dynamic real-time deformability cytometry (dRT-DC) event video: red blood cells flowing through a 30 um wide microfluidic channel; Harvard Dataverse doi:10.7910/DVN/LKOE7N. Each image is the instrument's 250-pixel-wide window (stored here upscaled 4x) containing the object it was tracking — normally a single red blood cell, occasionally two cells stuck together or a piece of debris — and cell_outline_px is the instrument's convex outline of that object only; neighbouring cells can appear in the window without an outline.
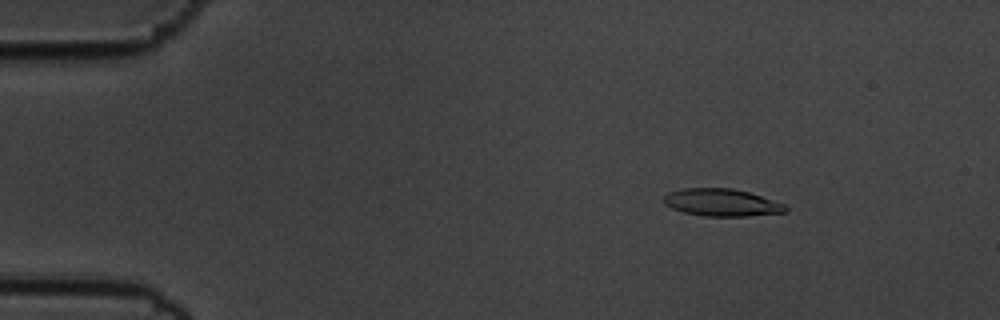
{"species": "common noctule bat (a hibernating species)", "species_latin": "Nyctalus noctula", "temperature_condition": "cold", "stored_images_in_passage": 57, "camera_frame_rate_fps": 3000, "um_per_image_px": 0.085, "animal": {"sex": "male", "body_mass_g": 19.5, "forearm_length_mm": 54.6}, "frame": {"image": 1, "passage_image": 8, "time_ms": 2.333, "image_size_px": [1000, 320], "cell_outline_px": [[788, 212], [748, 216], [704, 216], [684, 212], [672, 208], [664, 204], [664, 196], [668, 192], [684, 188], [732, 188], [748, 192], [784, 204], [788, 208]], "centroid_in_image_um": [61.34, 17.22], "position_along_channel_um": 23.7, "area_um2": 19.36}}
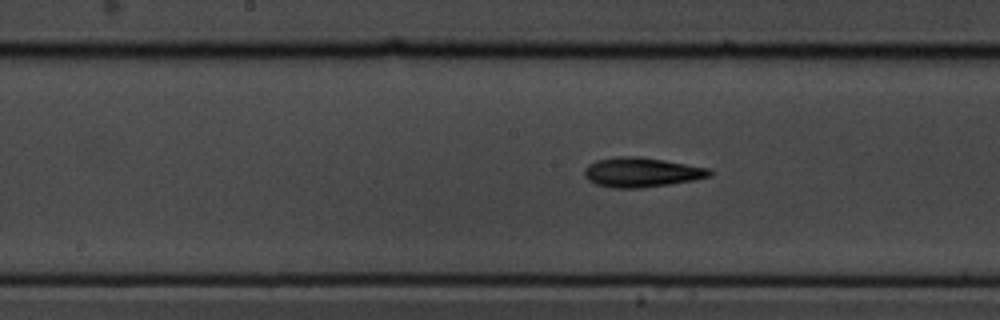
{"frame": {"image": 2, "passage_image": 29, "time_ms": 9.333, "image_size_px": [1000, 320], "cell_outline_px": [[712, 176], [696, 180], [640, 188], [616, 188], [596, 184], [588, 180], [584, 176], [584, 168], [588, 164], [596, 160], [620, 156], [640, 156], [664, 160], [708, 168], [712, 172]], "centroid_in_image_um": [54.52, 14.64], "position_along_channel_um": 193.7, "area_um2": 21.62}}
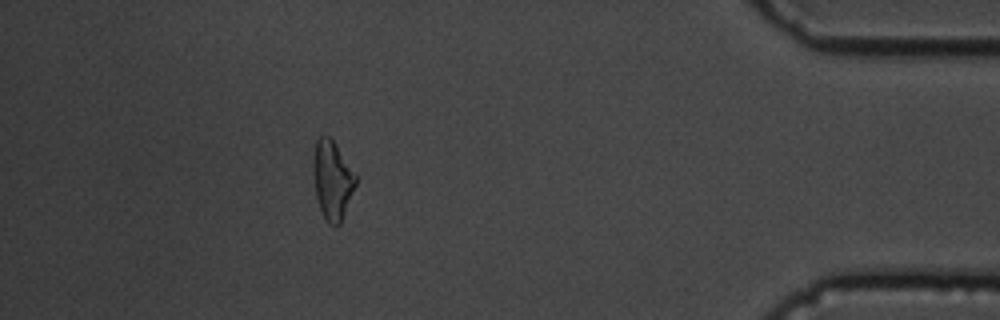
{"frame": {"image": 3, "passage_image": 51, "time_ms": 16.667, "image_size_px": [1000, 320], "cell_outline_px": [[356, 184], [340, 224], [336, 228], [328, 224], [324, 220], [316, 196], [312, 172], [312, 160], [316, 140], [320, 136], [328, 136], [336, 144], [356, 172]], "centroid_in_image_um": [28.23, 15.31], "position_along_channel_um": 407.0, "area_um2": 19.83}, "authors_computed_cell_mechanics": {"area_um2": 20.1722, "velocity_mm_per_s": 3.5363, "shape_relaxation_time_tau1_ms": 3.4961, "shape_relaxation_time_tau2_ms": 6.2553, "deformation_change_tau1": 0.1384, "deformation_change_tau2": 0.1794}}